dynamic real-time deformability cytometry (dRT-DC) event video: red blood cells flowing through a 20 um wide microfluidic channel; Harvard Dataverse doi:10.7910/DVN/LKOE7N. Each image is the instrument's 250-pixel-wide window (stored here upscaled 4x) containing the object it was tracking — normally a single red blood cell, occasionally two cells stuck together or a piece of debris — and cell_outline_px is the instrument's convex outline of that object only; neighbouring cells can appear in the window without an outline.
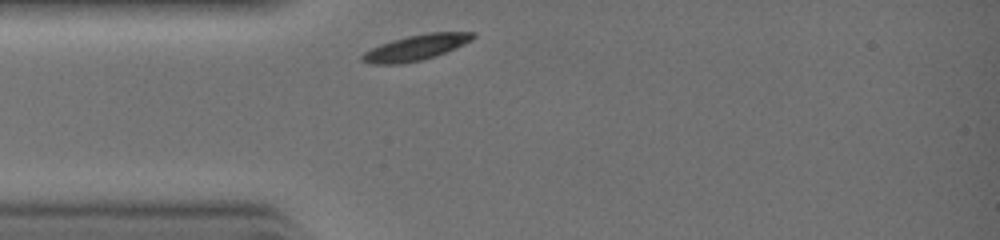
{"species": "common noctule bat (a hibernating species)", "species_latin": "Nyctalus noctula", "temperature_condition": "warm", "stored_images_in_passage": 20, "camera_frame_rate_fps": 3000, "um_per_image_px": 0.085, "animal": {"sex": "female", "body_mass_g": 19.0, "forearm_length_mm": 51.5}, "frame": {"image": 1, "passage_image": 1, "time_ms": 0.0, "image_size_px": [1000, 240], "cell_outline_px": [[476, 36], [472, 40], [436, 56], [404, 64], [372, 64], [360, 60], [360, 56], [364, 52], [380, 44], [392, 40], [408, 36], [428, 32], [476, 32]], "centroid_in_image_um": [35.34, 4.04], "position_along_channel_um": 49.7, "area_um2": 16.47}}
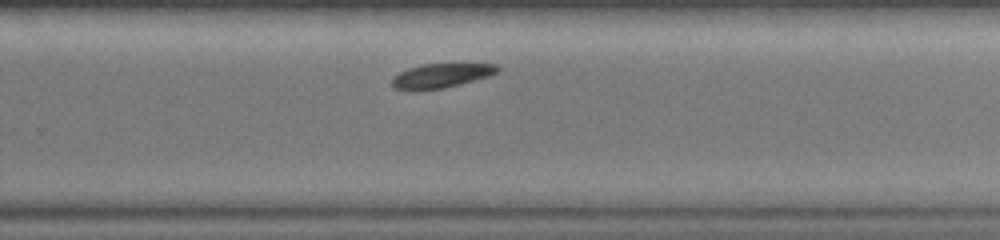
{"frame": {"image": 2, "passage_image": 14, "time_ms": 4.333, "image_size_px": [1000, 240], "cell_outline_px": [[500, 68], [496, 72], [488, 76], [476, 80], [444, 88], [396, 88], [392, 84], [392, 76], [408, 68], [420, 64], [464, 60], [496, 64]], "centroid_in_image_um": [37.64, 6.32], "position_along_channel_um": 292.2, "area_um2": 15.49}}
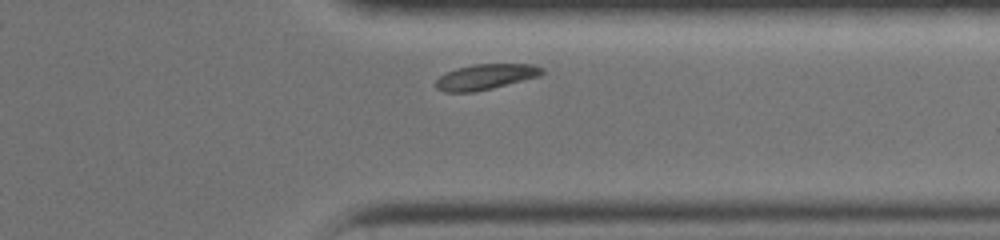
{"frame": {"image": 3, "passage_image": 18, "time_ms": 5.667, "image_size_px": [1000, 240], "cell_outline_px": [[544, 72], [540, 76], [492, 88], [472, 92], [444, 92], [436, 88], [436, 80], [440, 76], [456, 68], [472, 64], [536, 64], [544, 68]], "centroid_in_image_um": [41.3, 6.52], "position_along_channel_um": 370.1, "area_um2": 15.78}}